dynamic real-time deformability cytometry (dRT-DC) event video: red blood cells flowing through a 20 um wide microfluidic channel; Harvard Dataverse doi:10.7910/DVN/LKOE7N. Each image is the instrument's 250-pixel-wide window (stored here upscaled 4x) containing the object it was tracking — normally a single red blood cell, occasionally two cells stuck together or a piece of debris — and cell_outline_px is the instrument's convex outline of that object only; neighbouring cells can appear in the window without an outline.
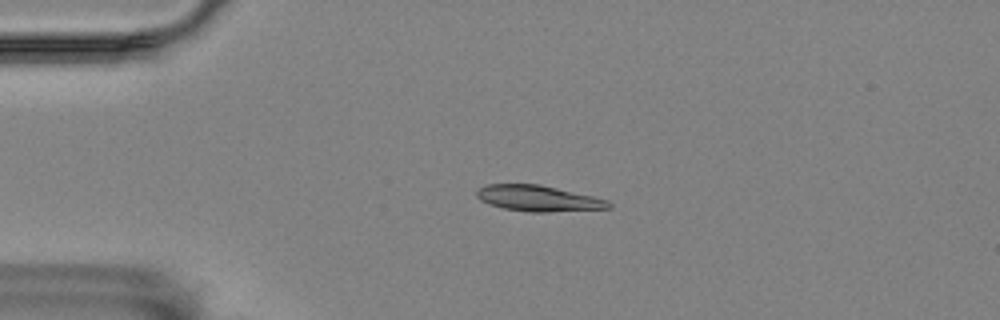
{"species": "Egyptian fruit bat (a non-hibernating species)", "species_latin": "Rousettus aegyptiacus", "temperature_condition": "room temperature", "stored_images_in_passage": 56, "camera_frame_rate_fps": 3000, "um_per_image_px": 0.085, "animal": {"sex": "female"}, "frame": {"image": 1, "passage_image": 12, "time_ms": 3.667, "image_size_px": [1000, 320], "cell_outline_px": [[612, 208], [548, 212], [528, 212], [504, 208], [488, 204], [480, 200], [476, 196], [476, 188], [484, 184], [540, 184], [592, 196], [608, 200], [612, 204]], "centroid_in_image_um": [45.72, 16.86], "position_along_channel_um": 39.3, "area_um2": 20.06}}
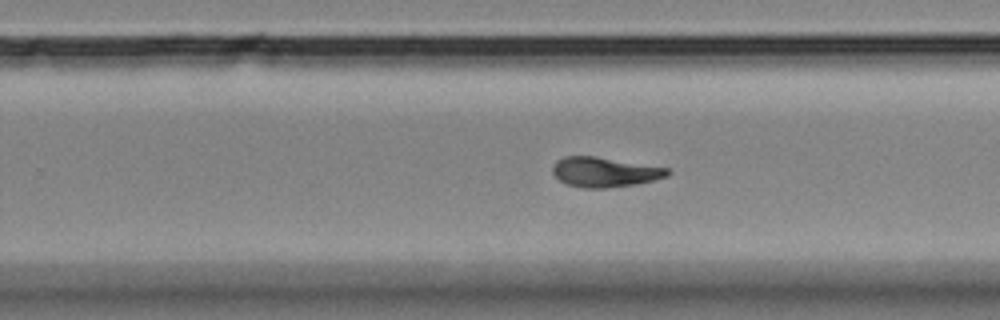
{"frame": {"image": 2, "passage_image": 35, "time_ms": 11.333, "image_size_px": [1000, 320], "cell_outline_px": [[672, 172], [668, 176], [636, 184], [608, 188], [584, 188], [568, 184], [560, 180], [552, 172], [552, 164], [556, 160], [564, 156], [596, 156], [668, 168]], "centroid_in_image_um": [51.38, 14.62], "position_along_channel_um": 278.4, "area_um2": 20.0}}
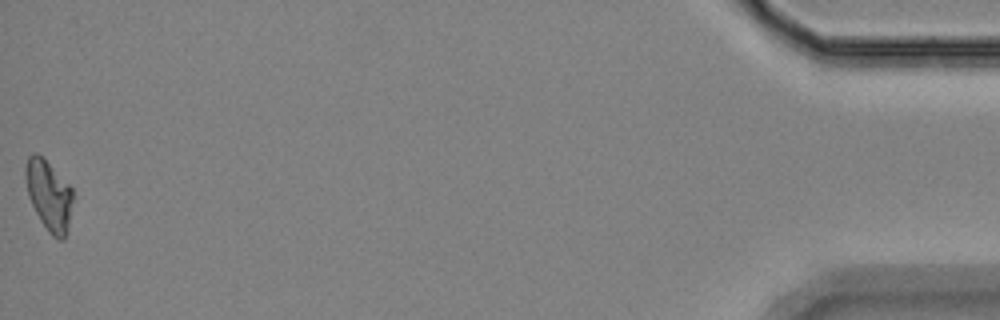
{"frame": {"image": 3, "passage_image": 56, "time_ms": 18.333, "image_size_px": [1000, 320], "cell_outline_px": [[72, 200], [68, 224], [64, 240], [60, 240], [52, 236], [48, 232], [40, 220], [28, 196], [24, 176], [24, 168], [28, 156], [32, 152], [36, 152], [72, 188]], "centroid_in_image_um": [4.11, 16.6], "position_along_channel_um": 431.1, "area_um2": 19.02}, "authors_computed_cell_mechanics": {"area_um2": 19.4786, "velocity_mm_per_s": 3.5005, "shape_relaxation_time_tau1_ms": null, "shape_relaxation_time_tau2_ms": 9.6772, "deformation_change_tau1": null, "deformation_change_tau2": 0.1544}}